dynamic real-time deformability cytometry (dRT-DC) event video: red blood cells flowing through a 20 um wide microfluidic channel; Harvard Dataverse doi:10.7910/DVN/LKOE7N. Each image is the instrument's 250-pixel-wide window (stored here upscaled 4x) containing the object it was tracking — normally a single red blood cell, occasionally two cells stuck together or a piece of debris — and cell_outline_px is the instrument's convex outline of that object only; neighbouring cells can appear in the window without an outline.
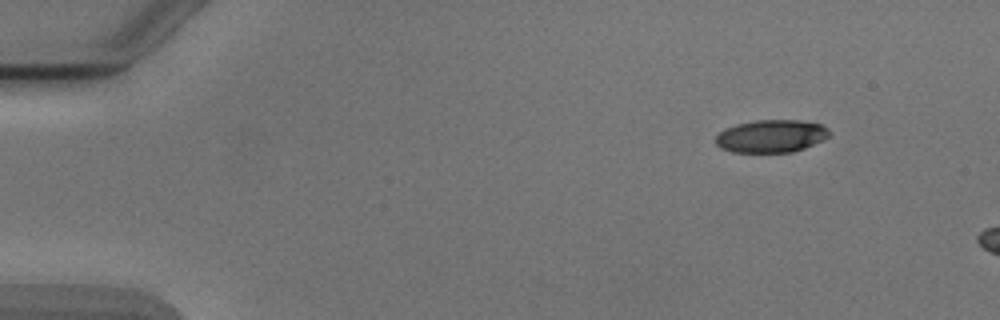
{"species": "Egyptian fruit bat (a non-hibernating species)", "species_latin": "Rousettus aegyptiacus", "temperature_condition": "cold", "stored_images_in_passage": 3, "camera_frame_rate_fps": 3000, "um_per_image_px": 0.085, "animal": {"sex": "male"}, "frame": {"image": 1, "passage_image": 1, "time_ms": 0.0, "image_size_px": [1000, 320], "cell_outline_px": [[828, 136], [824, 140], [804, 148], [792, 152], [732, 152], [720, 148], [716, 144], [716, 136], [724, 128], [736, 124], [756, 120], [800, 120], [820, 124], [828, 128]], "centroid_in_image_um": [65.53, 11.57], "position_along_channel_um": 19.5, "area_um2": 21.68}}